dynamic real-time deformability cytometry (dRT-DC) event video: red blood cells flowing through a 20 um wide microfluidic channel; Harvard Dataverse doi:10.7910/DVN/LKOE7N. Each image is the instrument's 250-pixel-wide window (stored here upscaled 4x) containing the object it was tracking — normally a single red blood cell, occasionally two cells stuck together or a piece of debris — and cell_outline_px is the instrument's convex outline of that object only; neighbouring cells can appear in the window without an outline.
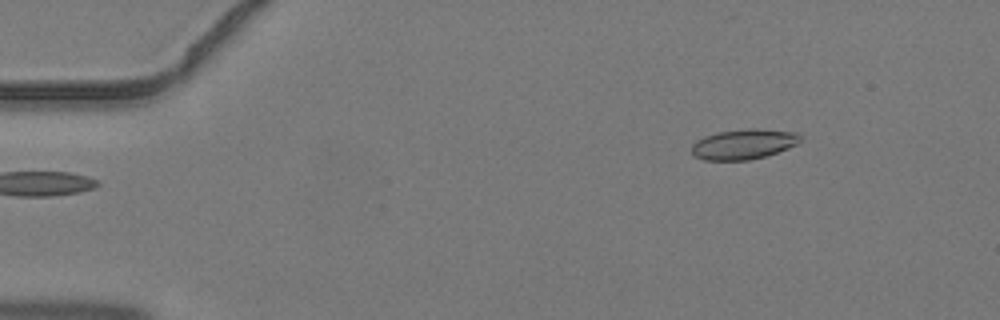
{"species": "common noctule bat (a hibernating species)", "species_latin": "Nyctalus noctula", "temperature_condition": "warm", "stored_images_in_passage": 4, "segment_of_instrument_passage": [2, 2], "camera_frame_rate_fps": 3000, "um_per_image_px": 0.085, "animal": {"sex": "male", "body_mass_g": 19.2, "forearm_length_mm": 51.8}, "frame": {"image": 1, "passage_image": 4, "time_ms": 1.0, "image_size_px": [1000, 320], "cell_outline_px": [[800, 140], [796, 144], [788, 148], [768, 156], [748, 160], [704, 160], [692, 156], [692, 144], [696, 140], [704, 136], [716, 132], [748, 128], [756, 128], [796, 132], [800, 136]], "centroid_in_image_um": [63.17, 12.25], "position_along_channel_um": 21.8, "area_um2": 19.31}}